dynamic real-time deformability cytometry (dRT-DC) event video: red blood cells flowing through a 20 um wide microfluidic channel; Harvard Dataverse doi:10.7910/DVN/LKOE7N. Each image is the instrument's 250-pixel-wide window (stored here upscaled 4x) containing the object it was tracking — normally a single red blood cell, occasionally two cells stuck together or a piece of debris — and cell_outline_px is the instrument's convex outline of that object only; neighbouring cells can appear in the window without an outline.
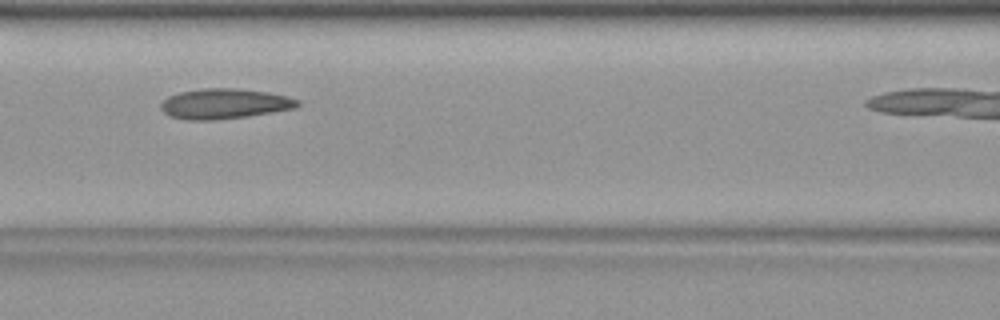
{"species": "common noctule bat (a hibernating species)", "species_latin": "Nyctalus noctula", "temperature_condition": "warm", "stored_images_in_passage": 24, "camera_frame_rate_fps": 3000, "um_per_image_px": 0.085, "animal": {"sex": "female", "body_mass_g": 19.9}, "frame": {"image": 1, "passage_image": 8, "time_ms": 2.333, "image_size_px": [1000, 320], "cell_outline_px": [[300, 104], [296, 108], [248, 116], [216, 120], [184, 120], [168, 116], [160, 108], [160, 104], [168, 96], [180, 92], [204, 88], [236, 88], [268, 92], [300, 100]], "centroid_in_image_um": [19.05, 8.82], "position_along_channel_um": 147.5, "area_um2": 24.16}}
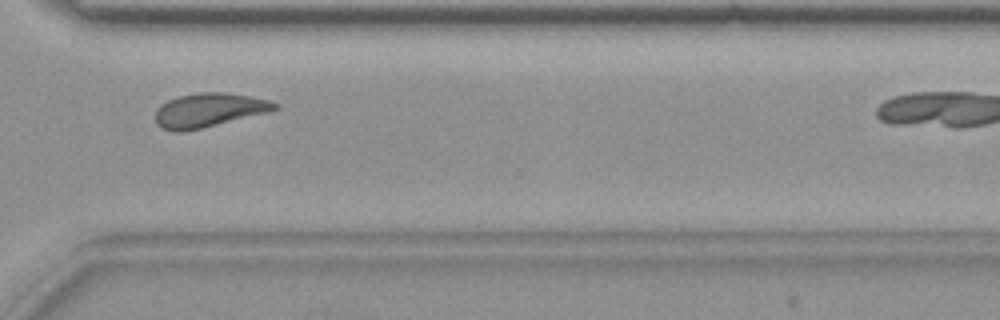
{"frame": {"image": 2, "passage_image": 21, "time_ms": 6.667, "image_size_px": [1000, 320], "cell_outline_px": [[280, 108], [268, 112], [200, 128], [180, 132], [176, 132], [160, 128], [156, 124], [156, 112], [160, 104], [168, 100], [180, 96], [200, 92], [228, 92], [268, 100], [280, 104]], "centroid_in_image_um": [17.75, 9.35], "position_along_channel_um": 352.9, "area_um2": 23.47}}